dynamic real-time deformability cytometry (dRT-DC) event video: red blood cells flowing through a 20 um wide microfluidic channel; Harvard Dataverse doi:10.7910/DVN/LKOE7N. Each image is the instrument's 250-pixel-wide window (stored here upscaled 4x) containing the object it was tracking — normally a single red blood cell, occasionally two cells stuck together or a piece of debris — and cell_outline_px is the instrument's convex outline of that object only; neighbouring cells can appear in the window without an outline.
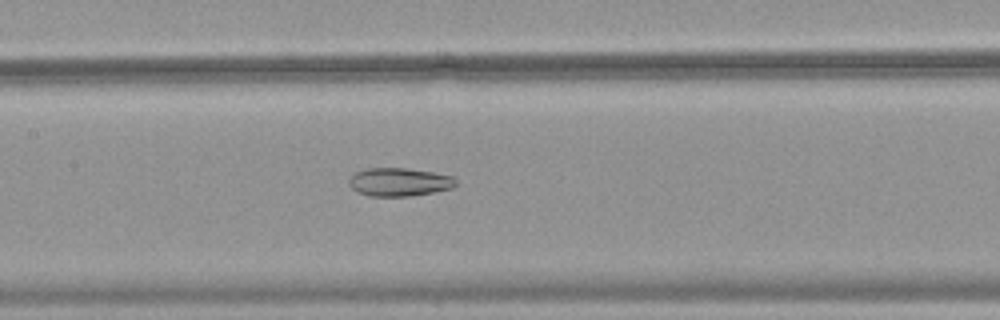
{"species": "common noctule bat (a hibernating species)", "species_latin": "Nyctalus noctula", "temperature_condition": "warm", "stored_images_in_passage": 42, "camera_frame_rate_fps": 3000, "um_per_image_px": 0.085, "animal": {"sex": "female", "body_mass_g": 18.4}, "frame": {"image": 1, "passage_image": 16, "time_ms": 5.0, "image_size_px": [1000, 320], "cell_outline_px": [[456, 184], [452, 188], [432, 192], [408, 196], [368, 196], [356, 192], [348, 184], [348, 180], [356, 172], [368, 168], [408, 168], [432, 172], [452, 176], [456, 180]], "centroid_in_image_um": [33.9, 15.47], "position_along_channel_um": 173.5, "area_um2": 17.57}}
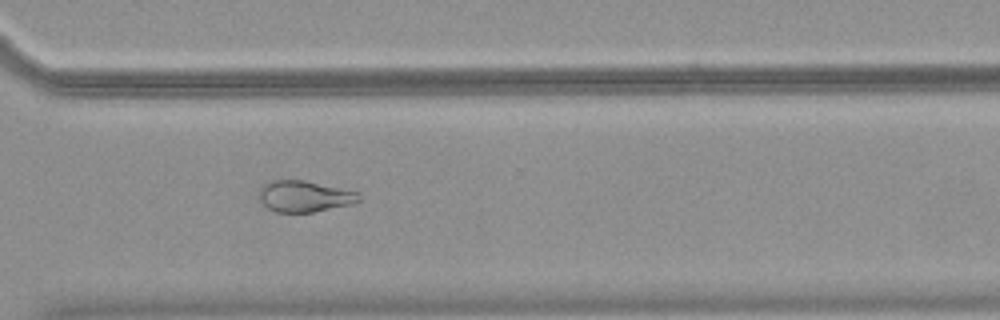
{"frame": {"image": 2, "passage_image": 29, "time_ms": 9.333, "image_size_px": [1000, 320], "cell_outline_px": [[360, 200], [352, 204], [312, 212], [276, 212], [268, 208], [264, 204], [260, 196], [260, 188], [264, 184], [272, 180], [304, 180], [360, 192]], "centroid_in_image_um": [25.91, 16.68], "position_along_channel_um": 344.7, "area_um2": 18.03}}
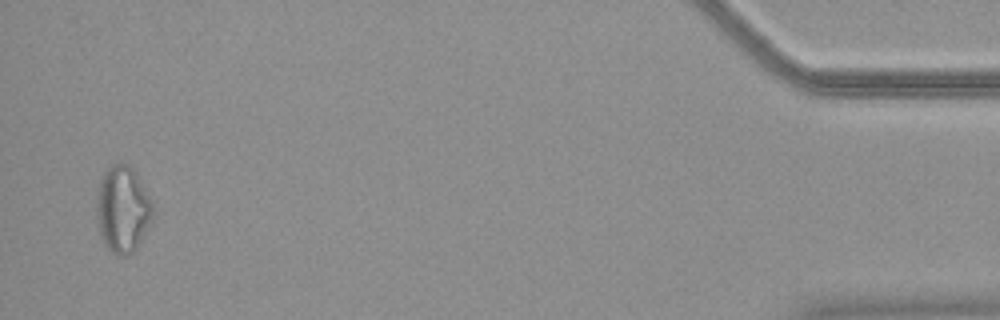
{"frame": {"image": 3, "passage_image": 41, "time_ms": 13.333, "image_size_px": [1000, 320], "cell_outline_px": [[156, 208], [152, 220], [136, 248], [128, 256], [116, 256], [104, 244], [100, 236], [96, 220], [96, 196], [100, 180], [104, 172], [112, 164], [132, 164], [148, 192]], "centroid_in_image_um": [10.44, 17.77], "position_along_channel_um": 424.8, "area_um2": 29.13}}